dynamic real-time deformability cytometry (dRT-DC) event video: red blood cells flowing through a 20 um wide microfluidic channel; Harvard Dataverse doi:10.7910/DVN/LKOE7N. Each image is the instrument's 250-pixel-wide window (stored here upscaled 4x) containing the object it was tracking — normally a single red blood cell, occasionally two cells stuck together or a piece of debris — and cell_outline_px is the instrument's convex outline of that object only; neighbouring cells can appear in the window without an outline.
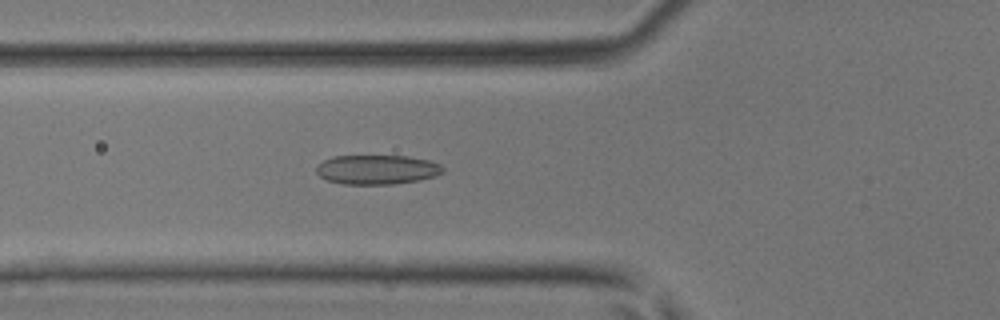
{"species": "common noctule bat (a hibernating species)", "species_latin": "Nyctalus noctula", "temperature_condition": "room temperature", "stored_images_in_passage": 46, "camera_frame_rate_fps": 3000, "um_per_image_px": 0.085, "animal": {"sex": "male", "body_mass_g": 17.9, "forearm_length_mm": 54.2}, "frame": {"image": 1, "passage_image": 17, "time_ms": 5.333, "image_size_px": [1000, 320], "cell_outline_px": [[444, 172], [436, 176], [420, 180], [392, 184], [344, 184], [328, 180], [320, 176], [316, 172], [316, 164], [332, 156], [408, 156], [428, 160], [440, 164], [444, 168]], "centroid_in_image_um": [32.05, 14.41], "position_along_channel_um": 93.7, "area_um2": 21.79}}
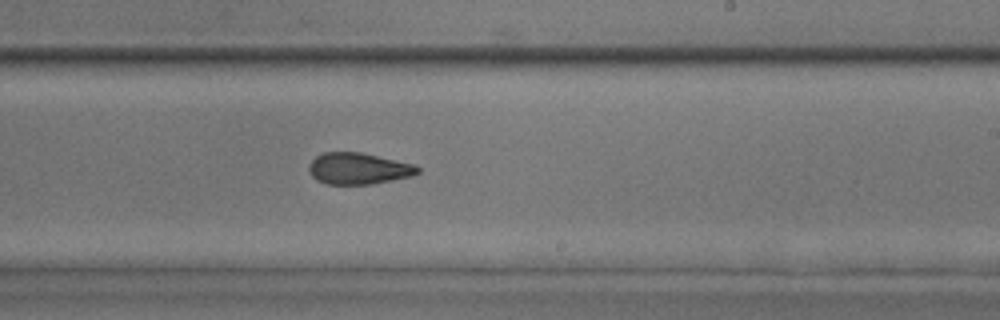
{"frame": {"image": 2, "passage_image": 28, "time_ms": 9.0, "image_size_px": [1000, 320], "cell_outline_px": [[420, 172], [412, 176], [372, 184], [324, 184], [316, 180], [312, 176], [308, 168], [308, 164], [316, 156], [324, 152], [360, 152], [412, 164], [420, 168]], "centroid_in_image_um": [30.43, 14.33], "position_along_channel_um": 258.6, "area_um2": 19.88}}
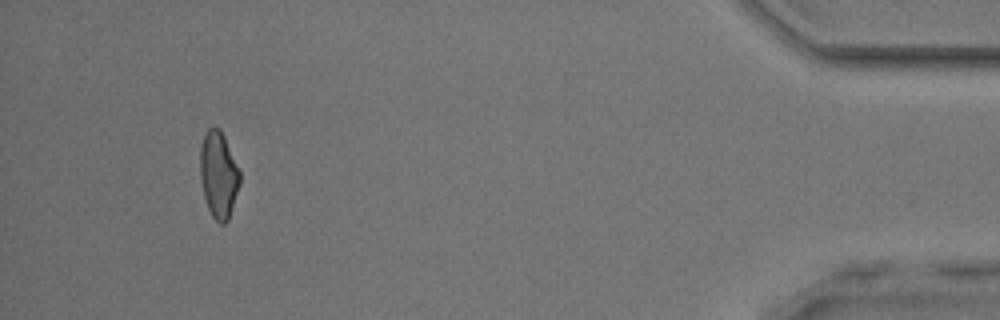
{"frame": {"image": 3, "passage_image": 43, "time_ms": 14.0, "image_size_px": [1000, 320], "cell_outline_px": [[240, 184], [228, 220], [224, 224], [220, 224], [212, 216], [208, 208], [204, 196], [200, 180], [200, 148], [204, 136], [208, 128], [220, 128], [224, 136], [240, 172]], "centroid_in_image_um": [18.57, 14.87], "position_along_channel_um": 416.6, "area_um2": 19.88}}